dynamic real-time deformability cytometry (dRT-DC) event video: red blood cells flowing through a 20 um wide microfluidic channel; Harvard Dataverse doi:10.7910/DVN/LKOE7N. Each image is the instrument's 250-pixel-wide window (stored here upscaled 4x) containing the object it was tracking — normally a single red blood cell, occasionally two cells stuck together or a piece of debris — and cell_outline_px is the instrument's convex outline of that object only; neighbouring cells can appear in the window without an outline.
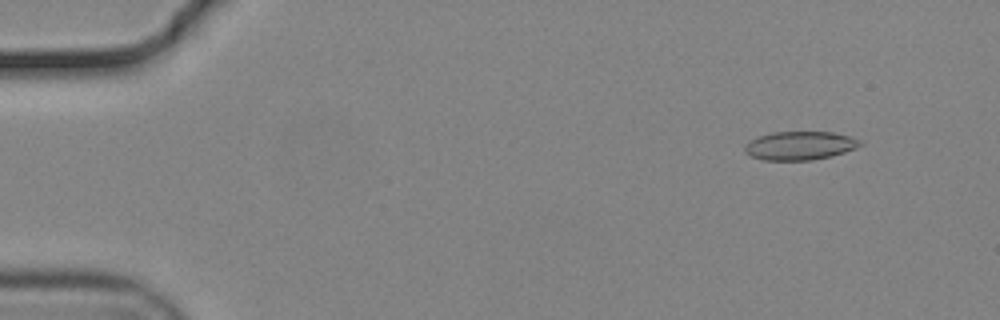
{"species": "common noctule bat (a hibernating species)", "species_latin": "Nyctalus noctula", "temperature_condition": "cold", "stored_images_in_passage": 56, "camera_frame_rate_fps": 3000, "um_per_image_px": 0.085, "animal": {"sex": "male", "body_mass_g": 19.2, "forearm_length_mm": 51.8}, "frame": {"image": 1, "passage_image": 6, "time_ms": 1.667, "image_size_px": [1000, 320], "cell_outline_px": [[864, 144], [856, 148], [832, 156], [812, 160], [760, 160], [744, 152], [744, 144], [748, 140], [772, 132], [832, 132], [848, 136], [860, 140]], "centroid_in_image_um": [67.96, 12.38], "position_along_channel_um": 17.0, "area_um2": 19.31}}
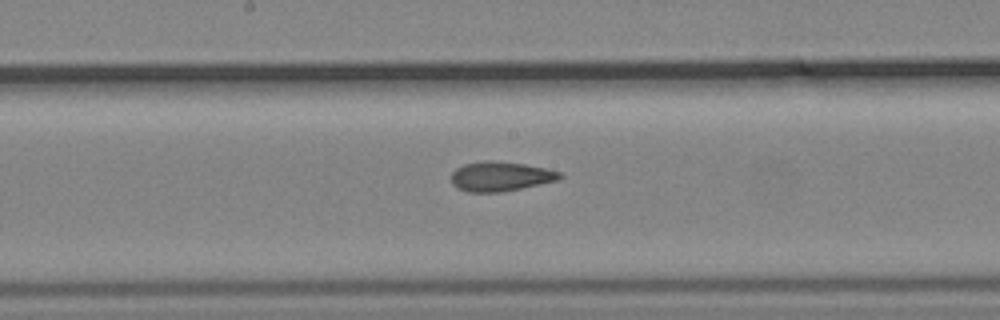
{"frame": {"image": 2, "passage_image": 30, "time_ms": 9.667, "image_size_px": [1000, 320], "cell_outline_px": [[564, 176], [560, 180], [500, 192], [468, 192], [456, 188], [452, 184], [452, 172], [456, 168], [464, 164], [484, 160], [492, 160], [524, 164], [544, 168], [560, 172]], "centroid_in_image_um": [42.53, 14.99], "position_along_channel_um": 205.7, "area_um2": 18.73}}
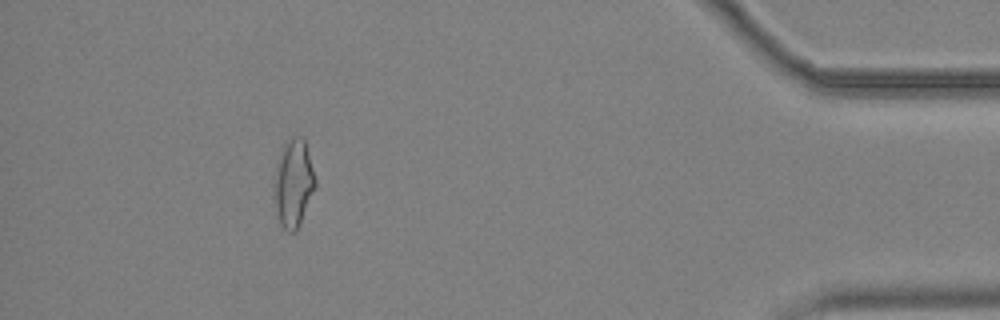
{"frame": {"image": 3, "passage_image": 51, "time_ms": 16.667, "image_size_px": [1000, 320], "cell_outline_px": [[316, 188], [300, 224], [296, 232], [288, 232], [280, 224], [272, 196], [272, 184], [276, 160], [280, 148], [292, 136], [300, 136], [304, 140], [308, 152], [316, 180]], "centroid_in_image_um": [24.9, 15.58], "position_along_channel_um": 410.3, "area_um2": 21.73}, "authors_computed_cell_mechanics": {"area_um2": 19.363, "velocity_mm_per_s": 3.7173, "shape_relaxation_time_tau1_ms": 11.1843, "shape_relaxation_time_tau2_ms": 2.2199, "deformation_change_tau1": 0.2088, "deformation_change_tau2": 0.0923}}